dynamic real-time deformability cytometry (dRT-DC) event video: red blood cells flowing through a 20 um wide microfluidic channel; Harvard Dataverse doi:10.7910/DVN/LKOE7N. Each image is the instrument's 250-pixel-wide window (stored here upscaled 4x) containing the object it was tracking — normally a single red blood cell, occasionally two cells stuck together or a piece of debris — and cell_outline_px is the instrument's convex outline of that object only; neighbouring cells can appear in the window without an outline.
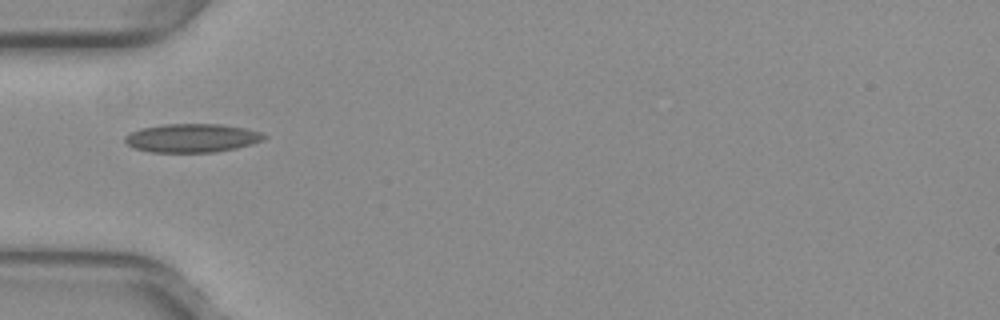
{"species": "common noctule bat (a hibernating species)", "species_latin": "Nyctalus noctula", "temperature_condition": "warm", "stored_images_in_passage": 36, "camera_frame_rate_fps": 3000, "um_per_image_px": 0.085, "animal": {"sex": "female", "body_mass_g": 29.2, "forearm_length_mm": 56.3}, "frame": {"image": 1, "passage_image": 1, "time_ms": 0.0, "image_size_px": [1000, 320], "cell_outline_px": [[268, 136], [264, 140], [252, 144], [236, 148], [216, 152], [152, 152], [136, 148], [128, 144], [124, 140], [124, 136], [140, 128], [164, 124], [220, 124], [244, 128], [260, 132]], "centroid_in_image_um": [16.34, 11.73], "position_along_channel_um": 68.7, "area_um2": 23.12}}
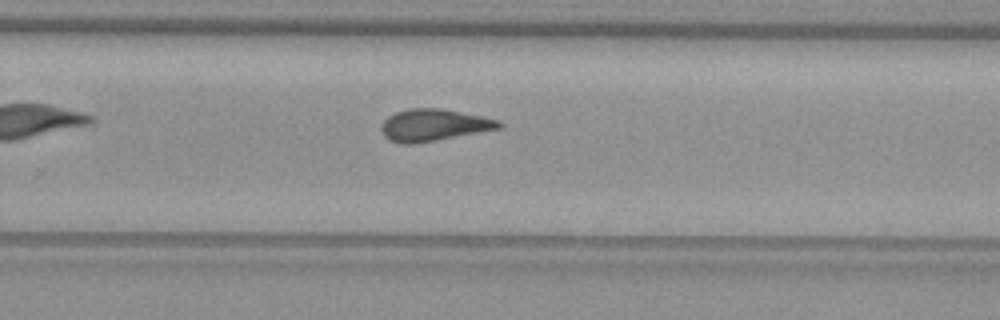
{"frame": {"image": 2, "passage_image": 18, "time_ms": 5.667, "image_size_px": [1000, 320], "cell_outline_px": [[504, 124], [500, 128], [416, 144], [400, 144], [388, 140], [384, 136], [380, 128], [384, 120], [388, 116], [396, 112], [408, 108], [440, 108], [500, 120]], "centroid_in_image_um": [36.83, 10.64], "position_along_channel_um": 293.0, "area_um2": 21.91}}
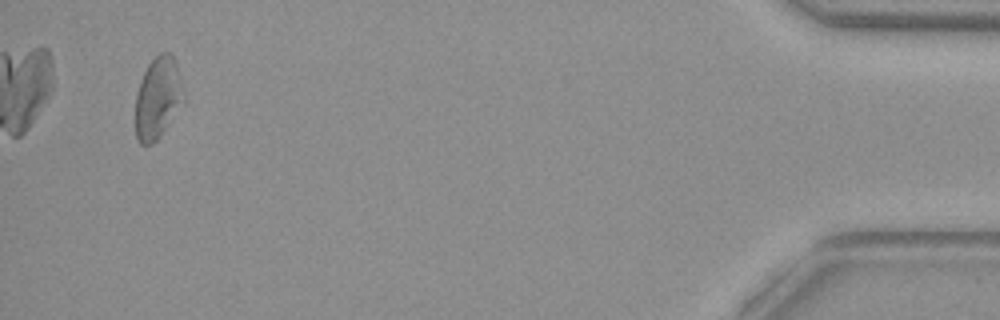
{"frame": {"image": 3, "passage_image": 34, "time_ms": 11.0, "image_size_px": [1000, 320], "cell_outline_px": [[184, 100], [160, 136], [152, 144], [140, 144], [136, 140], [136, 92], [140, 80], [148, 64], [160, 52], [168, 52], [172, 56], [176, 64], [184, 96]], "centroid_in_image_um": [13.38, 8.33], "position_along_channel_um": 421.8, "area_um2": 22.54}, "authors_computed_cell_mechanics": {"area_um2": 21.8484, "velocity_mm_per_s": 3.9595, "shape_relaxation_time_tau1_ms": null, "shape_relaxation_time_tau2_ms": 1.6395, "deformation_change_tau1": null, "deformation_change_tau2": 0.0795}}